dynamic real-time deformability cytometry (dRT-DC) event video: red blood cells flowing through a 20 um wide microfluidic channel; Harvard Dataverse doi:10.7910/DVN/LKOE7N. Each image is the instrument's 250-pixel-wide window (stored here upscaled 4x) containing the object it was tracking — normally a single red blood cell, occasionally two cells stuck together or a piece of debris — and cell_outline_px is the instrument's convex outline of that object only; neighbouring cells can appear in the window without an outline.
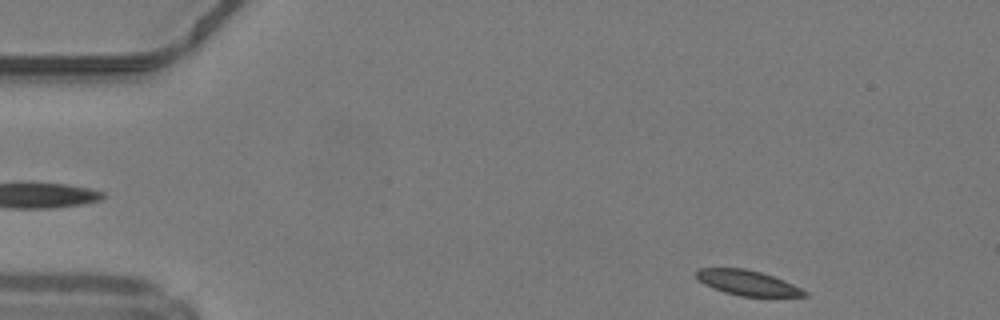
{"species": "common noctule bat (a hibernating species)", "species_latin": "Nyctalus noctula", "temperature_condition": "warm", "stored_images_in_passage": 14, "camera_frame_rate_fps": 3000, "um_per_image_px": 0.085, "animal": {"sex": "male", "body_mass_g": 19.2, "forearm_length_mm": 51.8}, "frame": {"image": 1, "passage_image": 1, "time_ms": 0.0, "image_size_px": [1000, 320], "cell_outline_px": [[808, 296], [740, 296], [724, 292], [704, 284], [692, 272], [700, 268], [744, 268], [760, 272], [784, 280], [808, 292]], "centroid_in_image_um": [63.5, 24.03], "position_along_channel_um": 21.5, "area_um2": 15.66}}
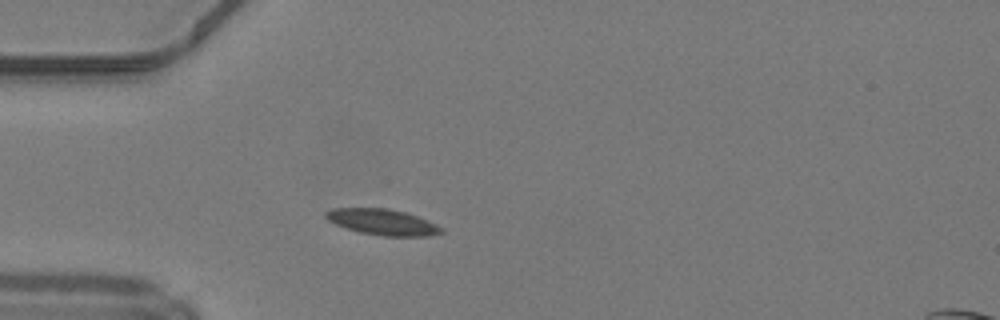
{"frame": {"image": 2, "passage_image": 9, "time_ms": 2.667, "image_size_px": [1000, 320], "cell_outline_px": [[444, 232], [428, 236], [384, 236], [360, 232], [336, 224], [328, 220], [324, 216], [324, 212], [332, 208], [388, 208], [404, 212], [416, 216], [436, 224], [444, 228]], "centroid_in_image_um": [32.51, 18.87], "position_along_channel_um": 52.5, "area_um2": 17.34}}
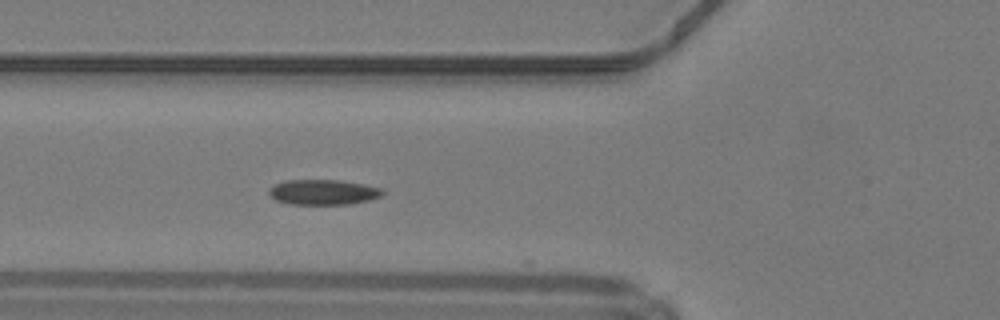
{"frame": {"image": 3, "passage_image": 13, "time_ms": 4.0, "image_size_px": [1000, 320], "cell_outline_px": [[384, 192], [380, 196], [368, 200], [348, 204], [288, 204], [276, 200], [268, 192], [268, 188], [284, 180], [340, 180], [384, 188]], "centroid_in_image_um": [27.46, 16.33], "position_along_channel_um": 98.3, "area_um2": 16.65}}